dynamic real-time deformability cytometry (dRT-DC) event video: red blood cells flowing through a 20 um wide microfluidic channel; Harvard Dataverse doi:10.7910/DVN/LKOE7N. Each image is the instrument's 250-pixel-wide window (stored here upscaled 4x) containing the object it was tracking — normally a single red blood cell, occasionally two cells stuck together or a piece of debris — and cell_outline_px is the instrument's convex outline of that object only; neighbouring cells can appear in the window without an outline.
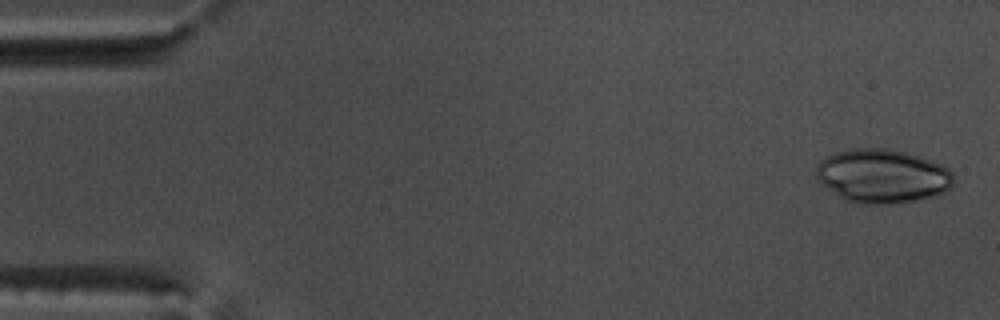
{"species": "common noctule bat (a hibernating species)", "species_latin": "Nyctalus noctula", "temperature_condition": "warm", "stored_images_in_passage": 52, "camera_frame_rate_fps": 3000, "um_per_image_px": 0.085, "animal": {"sex": "male", "body_mass_g": 17.5, "forearm_length_mm": 52.3}, "frame": {"image": 1, "passage_image": 1, "time_ms": 0.0, "image_size_px": [1000, 320], "cell_outline_px": [[952, 188], [936, 196], [912, 200], [880, 204], [860, 204], [848, 200], [840, 196], [816, 180], [816, 168], [820, 160], [836, 152], [852, 148], [884, 148], [904, 152], [932, 160], [948, 168], [952, 172]], "centroid_in_image_um": [75.0, 14.95], "position_along_channel_um": 10.0, "area_um2": 42.83}}
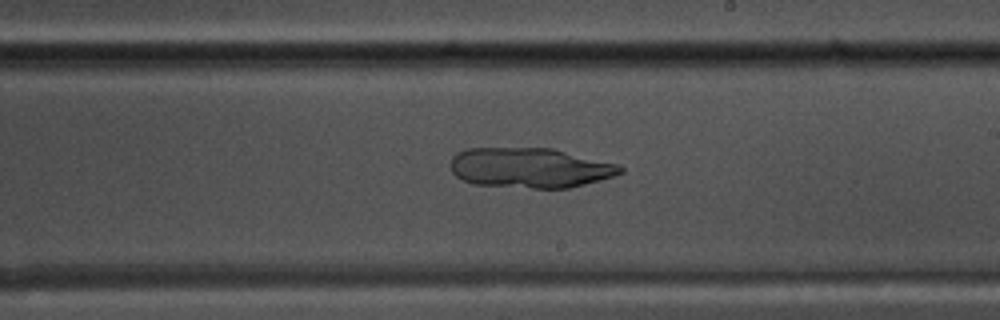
{"frame": {"image": 2, "passage_image": 30, "time_ms": 9.667, "image_size_px": [1000, 320], "cell_outline_px": [[624, 172], [600, 180], [568, 188], [532, 188], [472, 184], [456, 176], [452, 172], [452, 156], [456, 152], [468, 148], [552, 148], [620, 164], [624, 168]], "centroid_in_image_um": [45.07, 14.26], "position_along_channel_um": 243.9, "area_um2": 39.71}}